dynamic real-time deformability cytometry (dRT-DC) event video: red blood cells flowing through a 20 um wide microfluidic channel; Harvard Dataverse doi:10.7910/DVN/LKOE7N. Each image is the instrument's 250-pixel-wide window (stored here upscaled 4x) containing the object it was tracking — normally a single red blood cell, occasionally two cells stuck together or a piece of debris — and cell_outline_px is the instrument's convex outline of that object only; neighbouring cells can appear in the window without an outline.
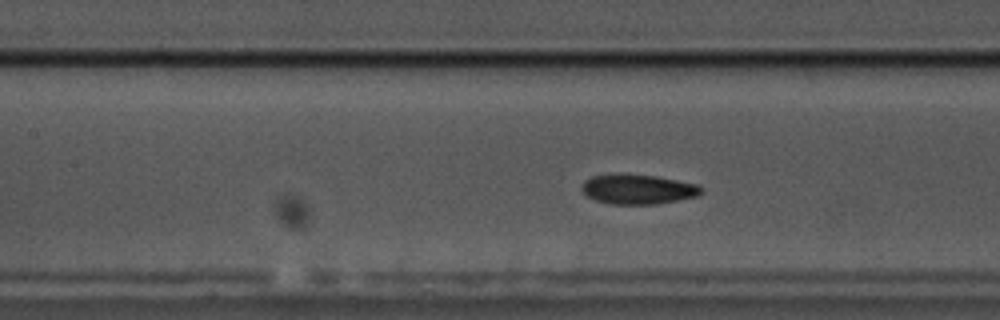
{"species": "common noctule bat (a hibernating species)", "species_latin": "Nyctalus noctula", "temperature_condition": "cold", "stored_images_in_passage": 58, "camera_frame_rate_fps": 3000, "um_per_image_px": 0.085, "animal": {"sex": "male", "body_mass_g": 17.5, "forearm_length_mm": 52.3}, "frame": {"image": 1, "passage_image": 24, "time_ms": 7.667, "image_size_px": [1000, 320], "cell_outline_px": [[704, 192], [696, 196], [656, 204], [608, 204], [596, 200], [588, 196], [580, 188], [584, 180], [592, 176], [656, 176], [696, 184], [704, 188]], "centroid_in_image_um": [54.25, 16.12], "position_along_channel_um": 153.2, "area_um2": 20.06}}
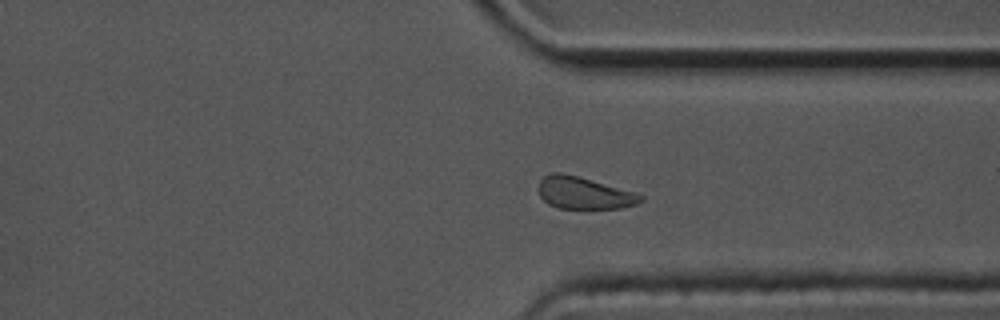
{"frame": {"image": 2, "passage_image": 43, "time_ms": 14.0, "image_size_px": [1000, 320], "cell_outline_px": [[644, 200], [636, 204], [620, 208], [556, 208], [548, 204], [540, 196], [540, 180], [544, 176], [552, 172], [560, 172], [576, 176], [632, 192], [644, 196]], "centroid_in_image_um": [49.61, 16.42], "position_along_channel_um": 361.8, "area_um2": 18.61}}
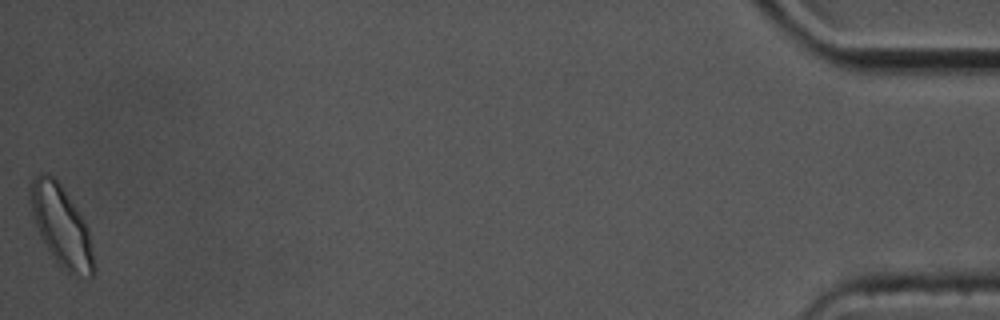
{"frame": {"image": 3, "passage_image": 58, "time_ms": 19.0, "image_size_px": [1000, 320], "cell_outline_px": [[96, 268], [92, 276], [80, 276], [68, 272], [56, 260], [40, 236], [28, 200], [28, 188], [32, 180], [40, 172], [48, 172], [56, 176], [88, 224], [96, 264]], "centroid_in_image_um": [5.23, 19.13], "position_along_channel_um": 430.0, "area_um2": 30.35}, "authors_computed_cell_mechanics": {"area_um2": 20.5768, "velocity_mm_per_s": 3.2927, "shape_relaxation_time_tau1_ms": 4.6963, "shape_relaxation_time_tau2_ms": 4.6269, "deformation_change_tau1": 0.1037, "deformation_change_tau2": 0.0876}}